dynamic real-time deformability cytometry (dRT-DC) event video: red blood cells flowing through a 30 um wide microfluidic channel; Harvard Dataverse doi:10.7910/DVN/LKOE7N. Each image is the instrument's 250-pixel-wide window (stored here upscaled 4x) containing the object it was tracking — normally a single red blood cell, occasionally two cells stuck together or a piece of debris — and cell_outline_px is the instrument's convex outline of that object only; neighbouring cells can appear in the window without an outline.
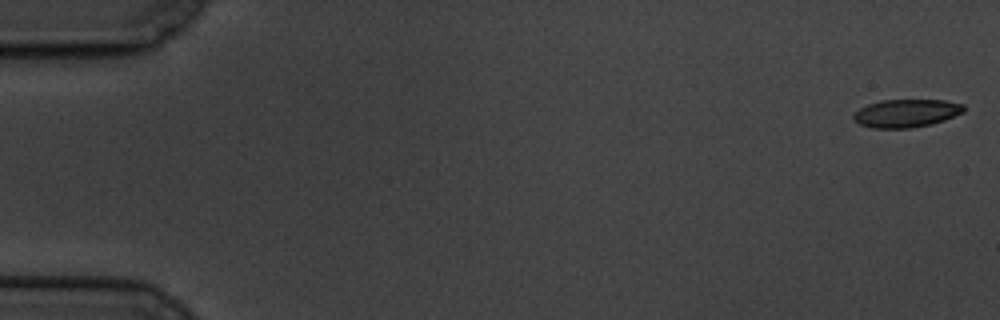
{"species": "common noctule bat (a hibernating species)", "species_latin": "Nyctalus noctula", "temperature_condition": "cold", "stored_images_in_passage": 6, "camera_frame_rate_fps": 3000, "um_per_image_px": 0.085, "animal": {"sex": "male", "body_mass_g": 19.5, "forearm_length_mm": 54.6}, "frame": {"image": 1, "passage_image": 1, "time_ms": 0.0, "image_size_px": [1000, 320], "cell_outline_px": [[964, 112], [944, 120], [932, 124], [912, 128], [872, 128], [860, 124], [852, 116], [860, 108], [868, 104], [880, 100], [944, 100], [964, 104]], "centroid_in_image_um": [77.05, 9.62], "position_along_channel_um": 7.9, "area_um2": 17.98}}